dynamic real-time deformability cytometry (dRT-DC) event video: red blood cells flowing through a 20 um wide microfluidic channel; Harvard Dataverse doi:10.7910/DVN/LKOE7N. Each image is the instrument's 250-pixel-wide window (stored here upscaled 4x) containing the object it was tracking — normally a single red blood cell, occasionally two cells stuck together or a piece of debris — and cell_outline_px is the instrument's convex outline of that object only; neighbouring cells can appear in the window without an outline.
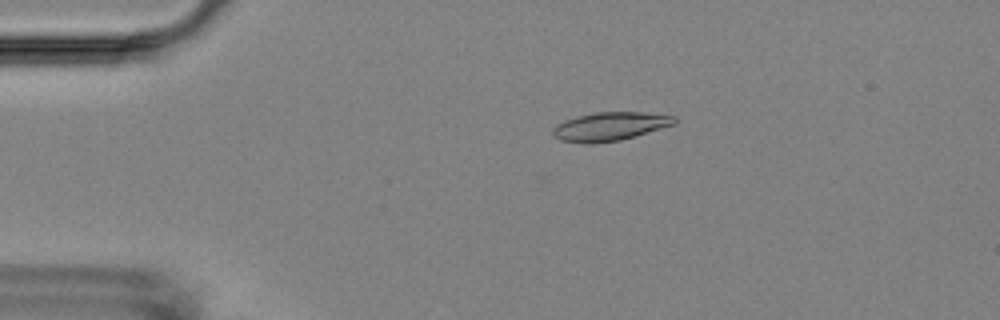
{"species": "Egyptian fruit bat (a non-hibernating species)", "species_latin": "Rousettus aegyptiacus", "temperature_condition": "room temperature", "stored_images_in_passage": 5, "camera_frame_rate_fps": 3000, "um_per_image_px": 0.085, "animal": {"sex": "female"}, "frame": {"image": 1, "passage_image": 1, "time_ms": 0.0, "image_size_px": [1000, 320], "cell_outline_px": [[676, 124], [620, 140], [592, 144], [588, 144], [560, 140], [552, 136], [552, 128], [556, 124], [564, 120], [576, 116], [596, 112], [640, 112], [676, 116]], "centroid_in_image_um": [51.8, 10.75], "position_along_channel_um": 33.2, "area_um2": 20.35}}
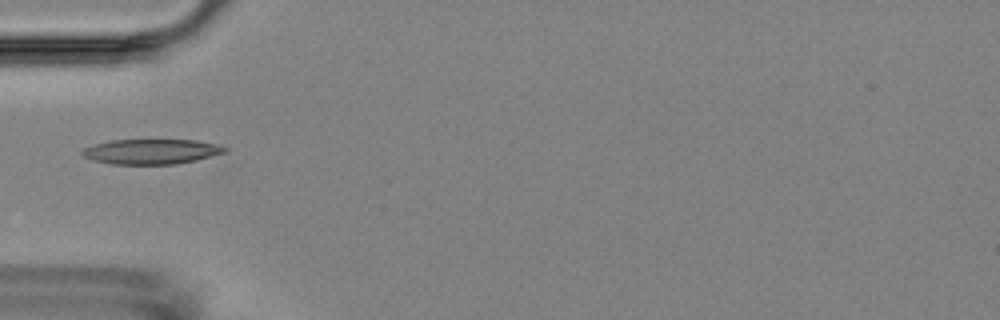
{"frame": {"image": 2, "passage_image": 3, "time_ms": 2.333, "image_size_px": [1000, 320], "cell_outline_px": [[228, 152], [196, 160], [176, 164], [112, 164], [92, 160], [84, 156], [80, 152], [84, 148], [92, 144], [112, 140], [196, 140], [220, 144], [228, 148]], "centroid_in_image_um": [12.9, 12.88], "position_along_channel_um": 72.1, "area_um2": 20.98}}